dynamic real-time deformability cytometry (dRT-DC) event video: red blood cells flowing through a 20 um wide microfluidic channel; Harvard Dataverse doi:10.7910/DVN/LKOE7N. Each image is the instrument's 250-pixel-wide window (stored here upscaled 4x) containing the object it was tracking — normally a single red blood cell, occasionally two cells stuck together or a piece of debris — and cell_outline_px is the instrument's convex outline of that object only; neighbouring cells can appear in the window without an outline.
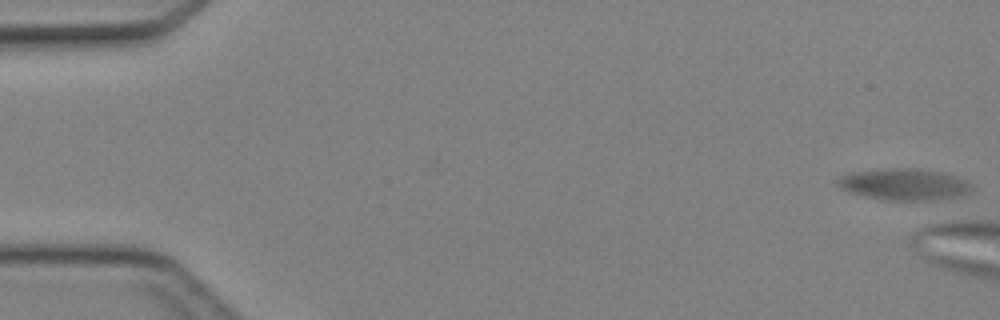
{"species": "Egyptian fruit bat (a non-hibernating species)", "species_latin": "Rousettus aegyptiacus", "temperature_condition": "cold", "stored_images_in_passage": 5, "camera_frame_rate_fps": 3000, "um_per_image_px": 0.085, "animal": {"sex": "female"}, "frame": {"image": 1, "passage_image": 1, "time_ms": 0.0, "image_size_px": [1000, 320], "cell_outline_px": [[972, 192], [964, 196], [936, 200], [884, 200], [864, 196], [848, 192], [840, 188], [836, 184], [836, 180], [840, 176], [852, 172], [892, 168], [920, 168], [944, 172], [956, 176], [972, 184]], "centroid_in_image_um": [76.89, 15.67], "position_along_channel_um": 8.1, "area_um2": 25.09}}